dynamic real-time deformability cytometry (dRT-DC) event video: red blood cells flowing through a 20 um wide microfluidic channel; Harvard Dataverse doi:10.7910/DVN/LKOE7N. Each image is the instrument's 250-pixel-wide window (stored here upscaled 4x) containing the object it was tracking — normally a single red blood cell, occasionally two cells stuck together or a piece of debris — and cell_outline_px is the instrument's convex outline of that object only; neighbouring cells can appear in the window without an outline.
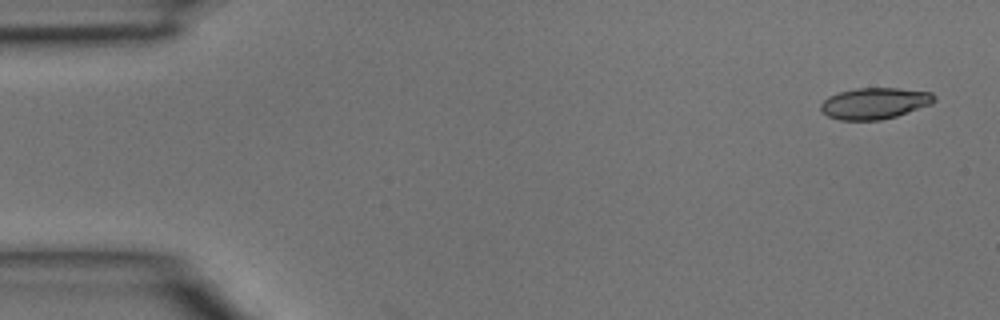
{"species": "common noctule bat (a hibernating species)", "species_latin": "Nyctalus noctula", "temperature_condition": "room temperature", "stored_images_in_passage": 3, "camera_frame_rate_fps": 3000, "um_per_image_px": 0.085, "animal": {"sex": "male", "body_mass_g": 15.6}, "frame": {"image": 1, "passage_image": 1, "time_ms": 0.0, "image_size_px": [1000, 320], "cell_outline_px": [[936, 100], [932, 104], [896, 116], [880, 120], [840, 120], [828, 116], [820, 112], [820, 104], [828, 96], [840, 92], [856, 88], [900, 88], [932, 92], [936, 96]], "centroid_in_image_um": [74.35, 8.78], "position_along_channel_um": 10.7, "area_um2": 20.87}}
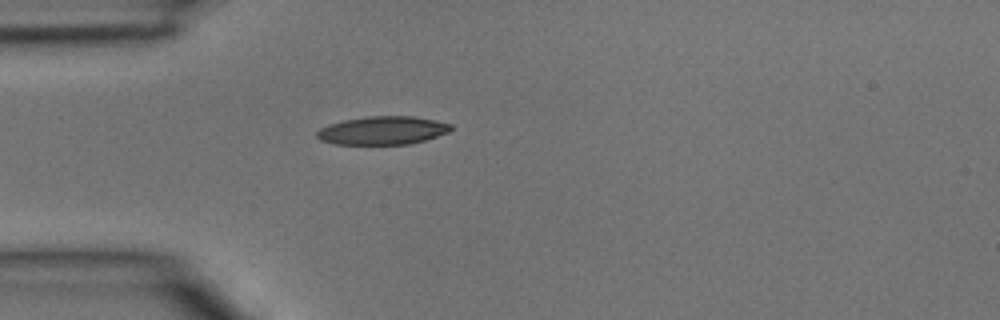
{"frame": {"image": 2, "passage_image": 3, "time_ms": 0.667, "image_size_px": [1000, 320], "cell_outline_px": [[452, 128], [448, 132], [424, 140], [408, 144], [336, 144], [320, 140], [316, 136], [316, 132], [320, 128], [328, 124], [344, 120], [364, 116], [412, 116], [436, 120], [452, 124]], "centroid_in_image_um": [32.5, 11.08], "position_along_channel_um": 52.5, "area_um2": 22.08}}